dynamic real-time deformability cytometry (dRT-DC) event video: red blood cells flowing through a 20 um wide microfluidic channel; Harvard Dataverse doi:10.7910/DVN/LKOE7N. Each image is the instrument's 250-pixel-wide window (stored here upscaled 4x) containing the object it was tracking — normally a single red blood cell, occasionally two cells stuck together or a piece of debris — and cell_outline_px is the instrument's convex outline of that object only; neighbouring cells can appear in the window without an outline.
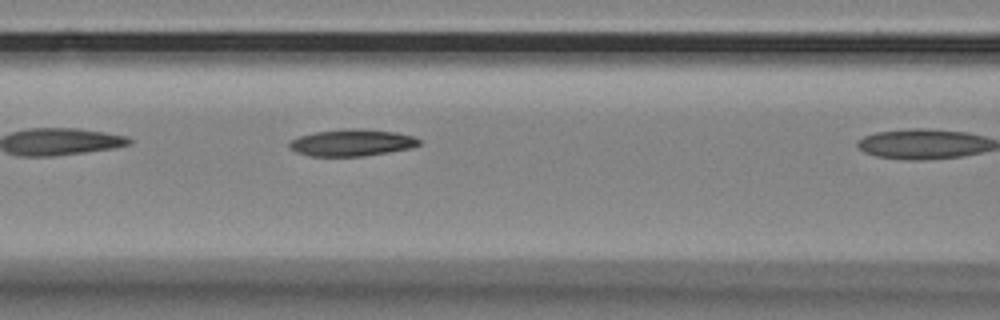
{"species": "Egyptian fruit bat (a non-hibernating species)", "species_latin": "Rousettus aegyptiacus", "temperature_condition": "room temperature", "stored_images_in_passage": 9, "camera_frame_rate_fps": 3000, "um_per_image_px": 0.085, "animal": {"sex": "female"}, "frame": {"image": 1, "passage_image": 8, "time_ms": 2.333, "image_size_px": [1000, 320], "cell_outline_px": [[420, 144], [412, 148], [364, 156], [308, 156], [296, 152], [288, 144], [292, 140], [300, 136], [316, 132], [344, 128], [356, 128], [396, 132], [412, 136], [420, 140]], "centroid_in_image_um": [29.92, 12.13], "position_along_channel_um": 136.7, "area_um2": 20.17}}